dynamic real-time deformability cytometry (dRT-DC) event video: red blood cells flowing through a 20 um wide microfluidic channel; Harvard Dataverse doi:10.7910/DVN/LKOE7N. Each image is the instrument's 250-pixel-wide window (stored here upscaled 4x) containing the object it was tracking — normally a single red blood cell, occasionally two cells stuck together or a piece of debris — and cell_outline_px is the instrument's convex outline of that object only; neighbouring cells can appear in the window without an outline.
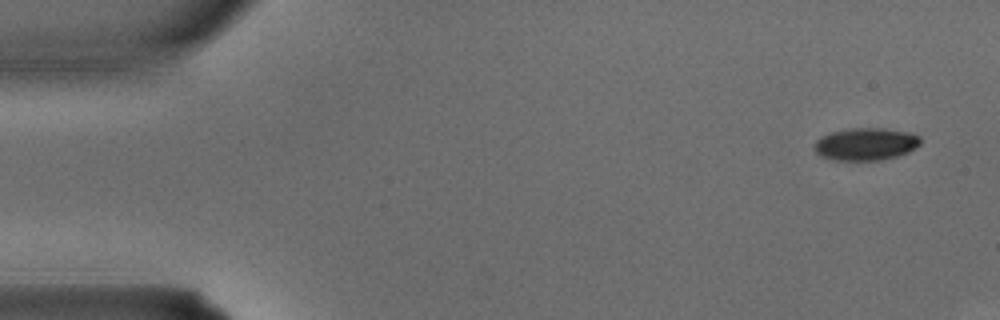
{"species": "common noctule bat (a hibernating species)", "species_latin": "Nyctalus noctula", "temperature_condition": "warm", "stored_images_in_passage": 4, "camera_frame_rate_fps": 3000, "um_per_image_px": 0.085, "animal": {"sex": "male", "body_mass_g": 15.6}, "frame": {"image": 1, "passage_image": 4, "time_ms": 1.0, "image_size_px": [1000, 320], "cell_outline_px": [[920, 144], [908, 152], [896, 156], [880, 160], [836, 160], [820, 156], [812, 148], [812, 144], [816, 140], [832, 132], [848, 128], [884, 128], [908, 132], [920, 136]], "centroid_in_image_um": [73.56, 12.24], "position_along_channel_um": 11.4, "area_um2": 20.06}}